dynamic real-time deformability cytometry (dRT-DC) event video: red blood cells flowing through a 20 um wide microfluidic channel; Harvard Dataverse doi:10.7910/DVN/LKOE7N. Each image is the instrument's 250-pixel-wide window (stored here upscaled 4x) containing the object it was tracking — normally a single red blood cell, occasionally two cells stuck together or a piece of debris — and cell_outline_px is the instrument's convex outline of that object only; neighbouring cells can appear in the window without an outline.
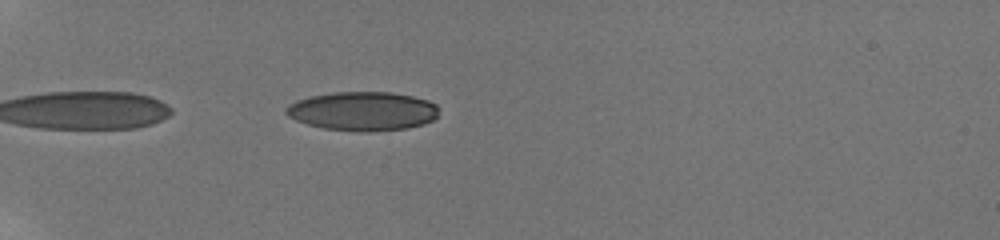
{"species": "human", "species_latin": "Homo sapiens", "temperature_condition": "room temperature", "stored_images_in_passage": 40, "camera_frame_rate_fps": 3000, "um_per_image_px": 0.085, "donor": {"sex": "male"}, "frame": {"image": 1, "passage_image": 3, "time_ms": 0.667, "image_size_px": [1000, 240], "cell_outline_px": [[440, 108], [436, 116], [432, 120], [424, 124], [408, 128], [368, 132], [364, 132], [324, 128], [308, 124], [296, 120], [288, 116], [284, 112], [284, 108], [288, 104], [296, 100], [308, 96], [332, 92], [392, 92], [412, 96], [428, 100], [436, 104]], "centroid_in_image_um": [30.82, 9.44], "position_along_channel_um": 54.2, "area_um2": 34.97}}
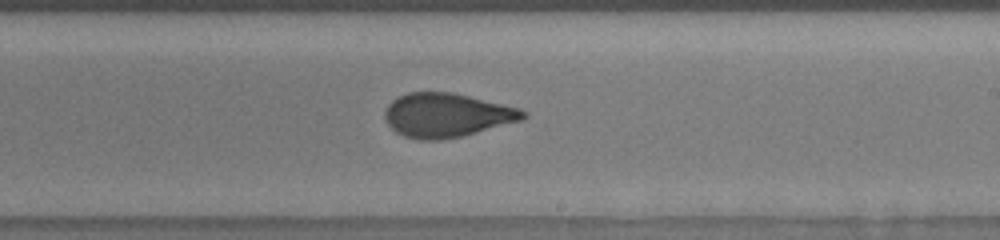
{"frame": {"image": 2, "passage_image": 21, "time_ms": 6.667, "image_size_px": [1000, 240], "cell_outline_px": [[528, 116], [520, 120], [464, 136], [440, 140], [420, 140], [404, 136], [396, 132], [384, 120], [384, 112], [388, 104], [396, 96], [408, 92], [452, 92], [520, 108], [528, 112]], "centroid_in_image_um": [37.94, 9.79], "position_along_channel_um": 251.1, "area_um2": 35.6}}
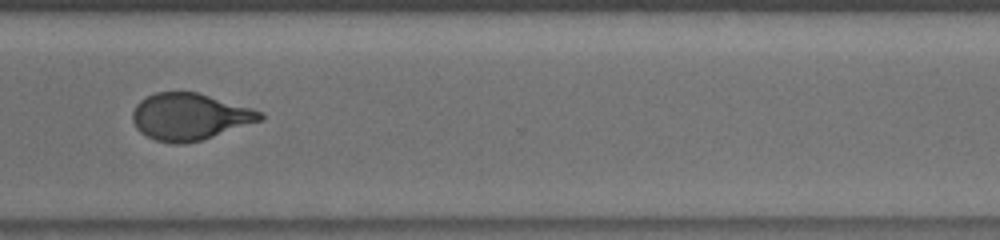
{"frame": {"image": 3, "passage_image": 29, "time_ms": 9.333, "image_size_px": [1000, 240], "cell_outline_px": [[264, 116], [260, 120], [200, 140], [184, 144], [176, 144], [156, 140], [140, 132], [136, 128], [132, 120], [132, 112], [136, 104], [140, 100], [156, 92], [196, 92], [252, 108], [264, 112]], "centroid_in_image_um": [16.08, 9.91], "position_along_channel_um": 354.5, "area_um2": 34.33}, "authors_computed_cell_mechanics": {"area_um2": 35.1424, "velocity_mm_per_s": 3.8736, "shape_relaxation_time_tau1_ms": null, "shape_relaxation_time_tau2_ms": 0.956, "deformation_change_tau1": null, "deformation_change_tau2": 0.0739}}